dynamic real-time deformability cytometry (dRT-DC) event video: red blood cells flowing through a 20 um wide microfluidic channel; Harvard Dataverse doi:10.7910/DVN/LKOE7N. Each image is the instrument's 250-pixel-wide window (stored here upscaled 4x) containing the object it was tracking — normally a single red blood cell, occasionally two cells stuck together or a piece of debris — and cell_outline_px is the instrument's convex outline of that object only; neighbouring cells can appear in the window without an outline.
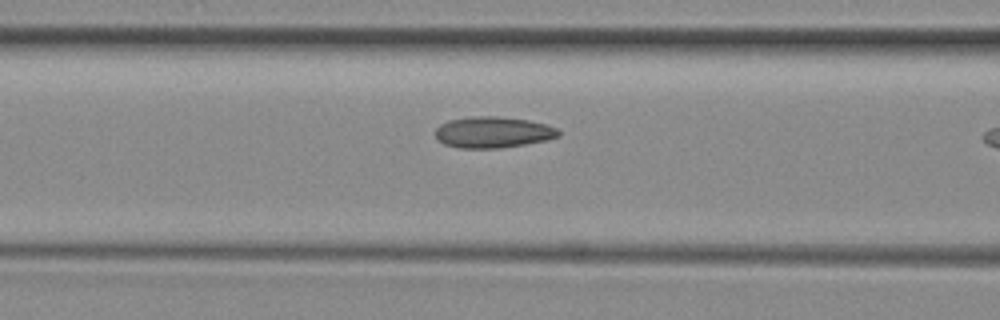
{"species": "common noctule bat (a hibernating species)", "species_latin": "Nyctalus noctula", "temperature_condition": "room temperature", "stored_images_in_passage": 4, "segment_of_instrument_passage": [1, 2], "camera_frame_rate_fps": 3000, "um_per_image_px": 0.085, "animal": {"sex": "female", "body_mass_g": 29.2, "forearm_length_mm": 56.3}, "frame": {"image": 1, "passage_image": 3, "time_ms": 3.333, "image_size_px": [1000, 320], "cell_outline_px": [[560, 136], [548, 140], [500, 148], [460, 148], [444, 144], [436, 140], [436, 128], [440, 124], [448, 120], [472, 116], [496, 116], [528, 120], [548, 124], [556, 128], [560, 132]], "centroid_in_image_um": [41.9, 11.24], "position_along_channel_um": 124.7, "area_um2": 22.54}}